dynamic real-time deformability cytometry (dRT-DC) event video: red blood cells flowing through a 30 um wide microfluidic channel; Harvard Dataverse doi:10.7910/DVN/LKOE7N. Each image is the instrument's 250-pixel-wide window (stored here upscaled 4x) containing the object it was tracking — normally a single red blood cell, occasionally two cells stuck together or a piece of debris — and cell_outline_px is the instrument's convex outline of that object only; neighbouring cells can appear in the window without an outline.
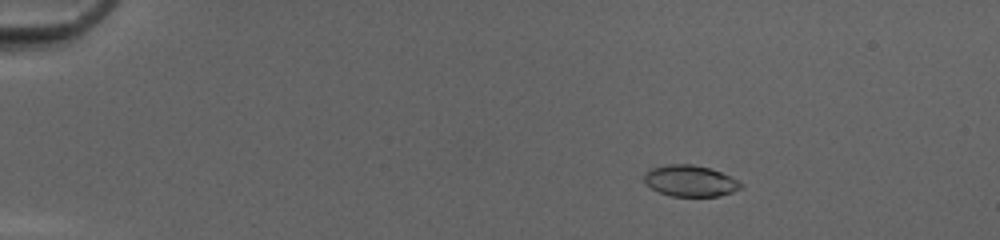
{"species": "common noctule bat (a hibernating species)", "species_latin": "Nyctalus noctula", "temperature_condition": "cold", "stored_images_in_passage": 52, "camera_frame_rate_fps": 3000, "um_per_image_px": 0.085, "animal": {"sex": "female", "body_mass_g": 20.0, "forearm_length_mm": 54.0}, "frame": {"image": 1, "passage_image": 10, "time_ms": 3.0, "image_size_px": [1000, 240], "cell_outline_px": [[744, 184], [740, 188], [732, 192], [720, 196], [672, 196], [660, 192], [652, 188], [644, 180], [644, 172], [652, 168], [668, 164], [692, 164], [708, 168], [720, 172]], "centroid_in_image_um": [58.65, 15.37], "position_along_channel_um": 26.3, "area_um2": 17.34}}
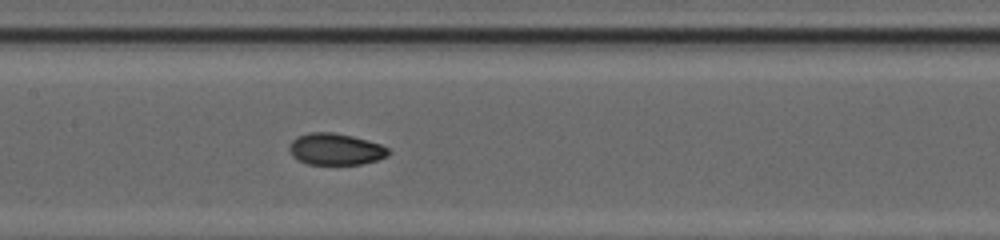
{"frame": {"image": 2, "passage_image": 28, "time_ms": 9.0, "image_size_px": [1000, 240], "cell_outline_px": [[392, 152], [388, 156], [364, 164], [308, 164], [292, 156], [288, 148], [288, 144], [296, 136], [308, 132], [332, 132], [352, 136], [368, 140], [380, 144], [388, 148]], "centroid_in_image_um": [28.52, 12.67], "position_along_channel_um": 178.9, "area_um2": 18.44}}
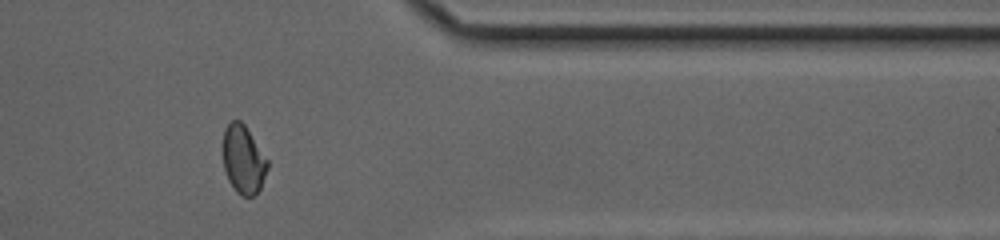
{"frame": {"image": 3, "passage_image": 44, "time_ms": 14.333, "image_size_px": [1000, 240], "cell_outline_px": [[268, 168], [260, 188], [252, 196], [240, 196], [236, 192], [228, 180], [224, 168], [224, 128], [232, 120], [240, 120], [244, 124], [268, 160]], "centroid_in_image_um": [20.69, 13.57], "position_along_channel_um": 390.7, "area_um2": 17.51}, "authors_computed_cell_mechanics": {"area_um2": 18.0625, "velocity_mm_per_s": 4.1947, "shape_relaxation_time_tau1_ms": 9.4826, "shape_relaxation_time_tau2_ms": 1.35, "deformation_change_tau1": 0.2591, "deformation_change_tau2": 0.0394}}